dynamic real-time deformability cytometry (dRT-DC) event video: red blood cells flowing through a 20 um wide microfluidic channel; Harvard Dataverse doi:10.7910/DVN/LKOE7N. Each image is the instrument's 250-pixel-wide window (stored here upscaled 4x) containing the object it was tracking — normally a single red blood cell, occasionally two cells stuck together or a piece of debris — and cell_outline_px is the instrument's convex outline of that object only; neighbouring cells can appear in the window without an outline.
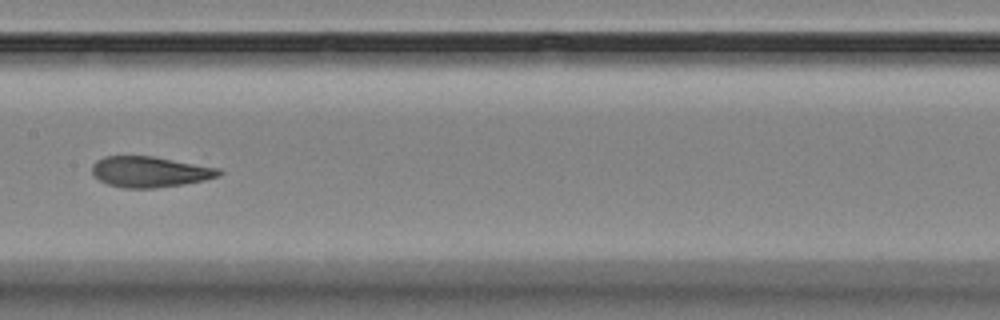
{"species": "Egyptian fruit bat (a non-hibernating species)", "species_latin": "Rousettus aegyptiacus", "temperature_condition": "room temperature", "stored_images_in_passage": 12, "camera_frame_rate_fps": 3000, "um_per_image_px": 0.085, "animal": {"sex": "female"}, "frame": {"image": 1, "passage_image": 9, "time_ms": 9.333, "image_size_px": [1000, 320], "cell_outline_px": [[224, 172], [220, 176], [204, 180], [184, 184], [156, 188], [124, 188], [108, 184], [100, 180], [92, 172], [92, 164], [96, 160], [104, 156], [152, 156], [220, 168]], "centroid_in_image_um": [12.76, 14.6], "position_along_channel_um": 194.6, "area_um2": 22.77}}
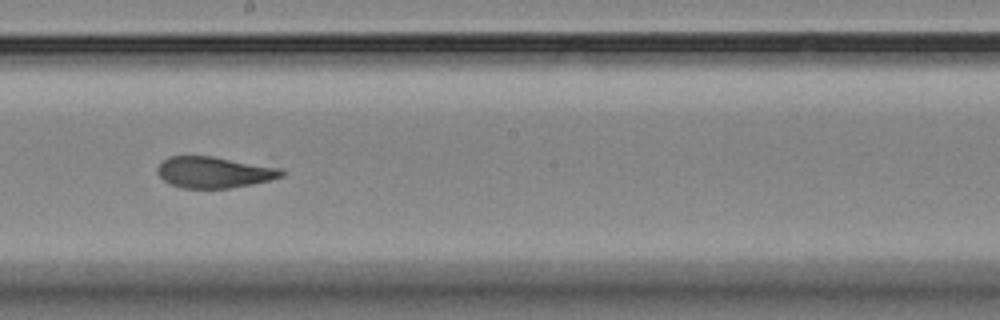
{"frame": {"image": 2, "passage_image": 10, "time_ms": 10.333, "image_size_px": [1000, 320], "cell_outline_px": [[284, 176], [252, 184], [228, 188], [180, 188], [164, 180], [156, 172], [156, 168], [168, 156], [212, 156], [284, 168]], "centroid_in_image_um": [18.21, 14.64], "position_along_channel_um": 230.0, "area_um2": 22.6}}
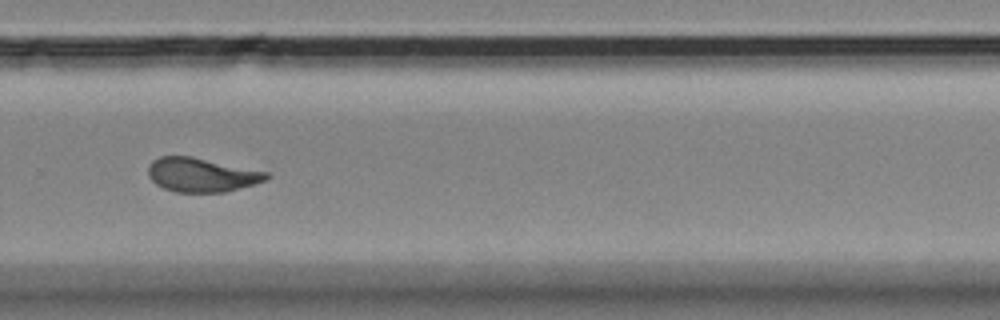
{"frame": {"image": 3, "passage_image": 12, "time_ms": 12.667, "image_size_px": [1000, 320], "cell_outline_px": [[272, 176], [256, 184], [224, 192], [176, 192], [164, 188], [156, 184], [148, 176], [148, 164], [152, 160], [160, 156], [192, 156], [268, 172]], "centroid_in_image_um": [17.12, 14.86], "position_along_channel_um": 312.7, "area_um2": 23.52}}